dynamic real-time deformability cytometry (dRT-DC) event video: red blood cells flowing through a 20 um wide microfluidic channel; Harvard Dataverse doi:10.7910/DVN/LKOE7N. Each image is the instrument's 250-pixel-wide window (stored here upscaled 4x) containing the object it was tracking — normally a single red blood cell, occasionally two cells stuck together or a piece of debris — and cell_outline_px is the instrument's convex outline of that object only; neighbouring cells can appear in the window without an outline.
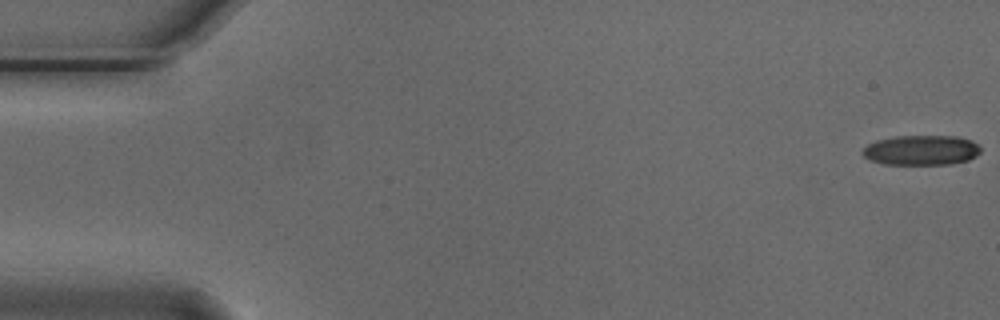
{"species": "Egyptian fruit bat (a non-hibernating species)", "species_latin": "Rousettus aegyptiacus", "temperature_condition": "cold", "stored_images_in_passage": 16, "camera_frame_rate_fps": 3000, "um_per_image_px": 0.085, "animal": {"sex": "male"}, "frame": {"image": 1, "passage_image": 1, "time_ms": 0.0, "image_size_px": [1000, 320], "cell_outline_px": [[980, 152], [976, 156], [968, 160], [952, 164], [884, 164], [872, 160], [864, 156], [860, 152], [868, 144], [876, 140], [896, 136], [956, 136], [972, 140], [980, 148]], "centroid_in_image_um": [78.31, 12.76], "position_along_channel_um": 6.7, "area_um2": 20.58}}
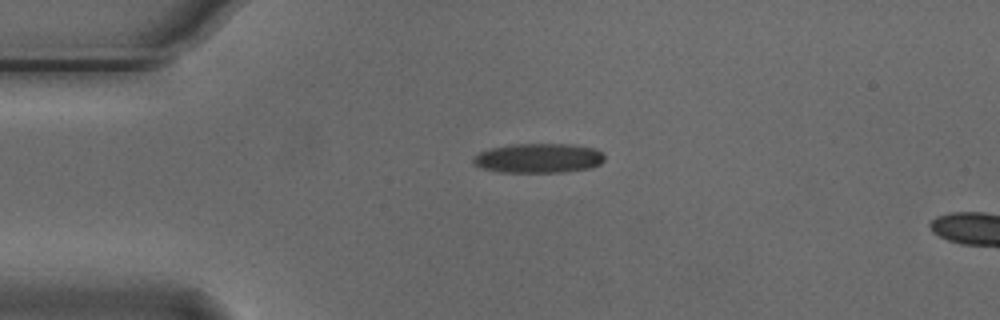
{"frame": {"image": 2, "passage_image": 13, "time_ms": 4.0, "image_size_px": [1000, 320], "cell_outline_px": [[604, 160], [600, 164], [592, 168], [564, 172], [500, 172], [480, 168], [472, 164], [472, 156], [480, 152], [492, 148], [516, 144], [572, 144], [596, 148], [604, 152]], "centroid_in_image_um": [45.79, 13.45], "position_along_channel_um": 39.2, "area_um2": 22.89}}